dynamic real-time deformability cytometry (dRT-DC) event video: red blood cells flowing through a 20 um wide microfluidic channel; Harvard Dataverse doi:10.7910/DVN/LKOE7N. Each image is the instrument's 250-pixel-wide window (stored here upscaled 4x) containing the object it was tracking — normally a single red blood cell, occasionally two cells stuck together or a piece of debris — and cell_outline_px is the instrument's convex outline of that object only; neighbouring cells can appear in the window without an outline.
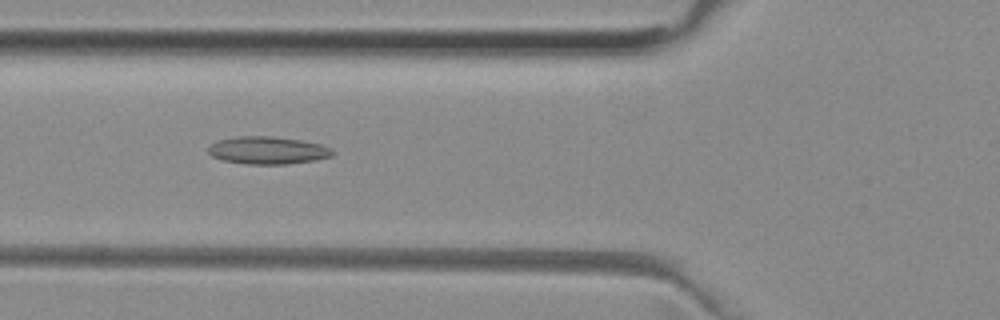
{"species": "common noctule bat (a hibernating species)", "species_latin": "Nyctalus noctula", "temperature_condition": "room temperature", "stored_images_in_passage": 52, "camera_frame_rate_fps": 3000, "um_per_image_px": 0.085, "animal": {"sex": "female", "body_mass_g": 29.2, "forearm_length_mm": 56.3}, "frame": {"image": 1, "passage_image": 19, "time_ms": 6.0, "image_size_px": [1000, 320], "cell_outline_px": [[336, 152], [332, 156], [316, 160], [288, 164], [248, 164], [224, 160], [212, 156], [208, 152], [208, 148], [216, 140], [236, 136], [272, 136], [300, 140], [320, 144], [332, 148]], "centroid_in_image_um": [22.78, 12.77], "position_along_channel_um": 103.0, "area_um2": 20.06}}
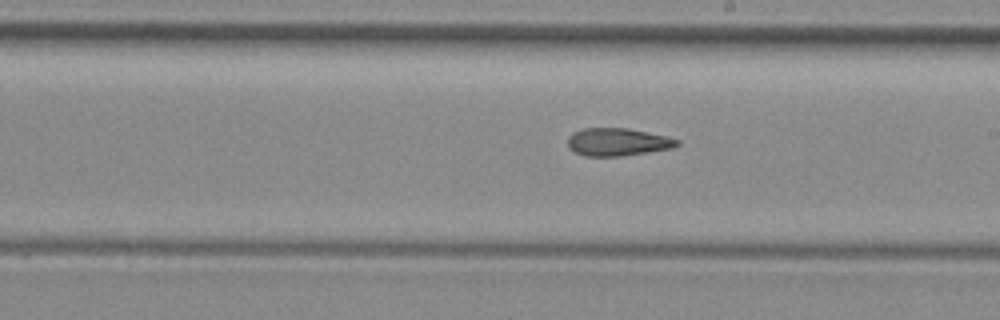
{"frame": {"image": 2, "passage_image": 29, "time_ms": 9.333, "image_size_px": [1000, 320], "cell_outline_px": [[680, 144], [672, 148], [624, 156], [584, 156], [568, 148], [568, 136], [572, 132], [584, 128], [628, 128], [668, 136], [680, 140]], "centroid_in_image_um": [52.5, 12.06], "position_along_channel_um": 236.5, "area_um2": 17.86}}
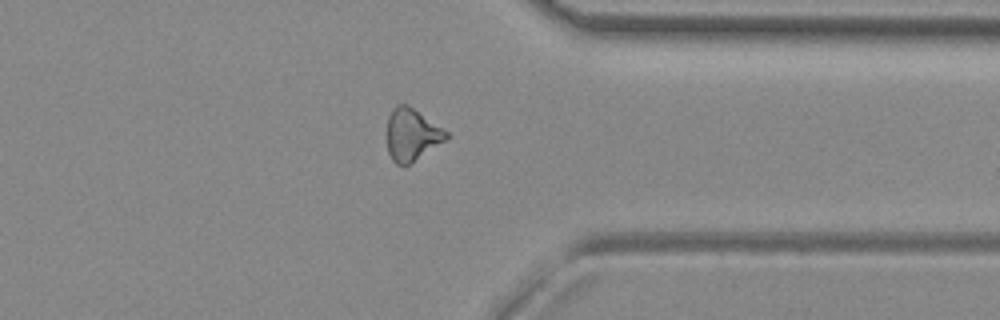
{"frame": {"image": 3, "passage_image": 40, "time_ms": 13.0, "image_size_px": [1000, 320], "cell_outline_px": [[448, 140], [404, 168], [396, 164], [392, 160], [388, 152], [388, 116], [396, 104], [408, 104], [448, 132]], "centroid_in_image_um": [35.02, 11.48], "position_along_channel_um": 376.4, "area_um2": 18.26}, "authors_computed_cell_mechanics": {"area_um2": 18.7561, "velocity_mm_per_s": 4.011, "shape_relaxation_time_tau1_ms": null, "shape_relaxation_time_tau2_ms": 5.0079, "deformation_change_tau1": null, "deformation_change_tau2": 0.1584}}